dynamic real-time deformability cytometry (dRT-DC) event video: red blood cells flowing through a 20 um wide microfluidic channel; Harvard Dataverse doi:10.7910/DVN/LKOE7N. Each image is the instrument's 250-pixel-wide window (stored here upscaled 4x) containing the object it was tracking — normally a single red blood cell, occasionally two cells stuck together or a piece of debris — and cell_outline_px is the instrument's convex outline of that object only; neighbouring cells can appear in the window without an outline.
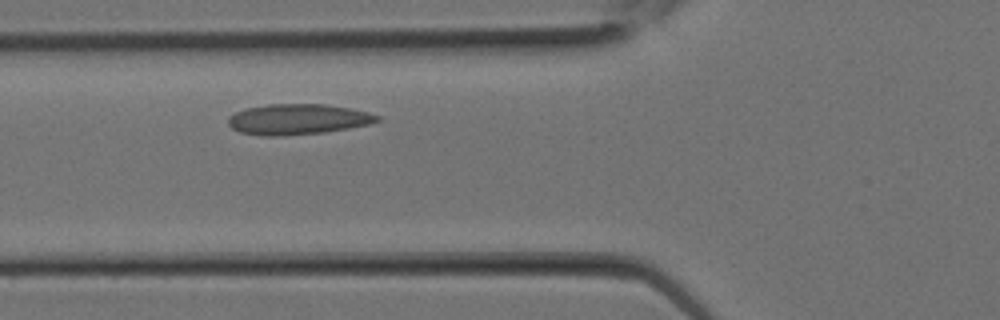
{"species": "Egyptian fruit bat (a non-hibernating species)", "species_latin": "Rousettus aegyptiacus", "temperature_condition": "room temperature", "stored_images_in_passage": 7, "camera_frame_rate_fps": 3000, "um_per_image_px": 0.085, "animal": {"sex": "female"}, "frame": {"image": 1, "passage_image": 4, "time_ms": 1.0, "image_size_px": [1000, 320], "cell_outline_px": [[380, 120], [368, 124], [348, 128], [324, 132], [284, 136], [264, 136], [240, 132], [232, 128], [228, 124], [228, 116], [236, 112], [248, 108], [268, 104], [324, 104], [352, 108], [368, 112], [380, 116]], "centroid_in_image_um": [25.31, 10.14], "position_along_channel_um": 100.5, "area_um2": 26.53}}
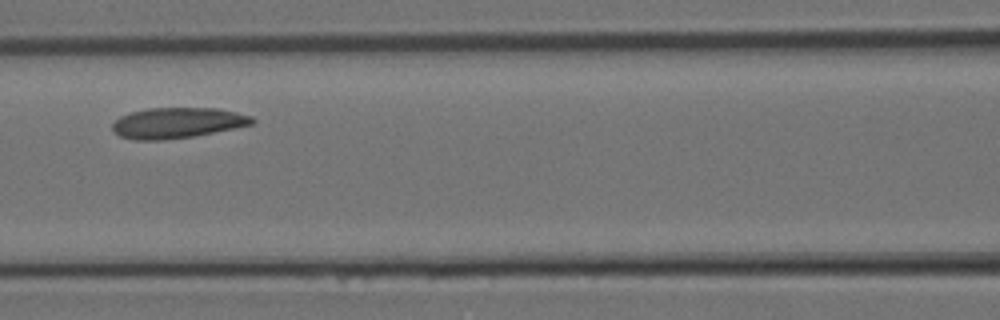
{"frame": {"image": 2, "passage_image": 6, "time_ms": 1.667, "image_size_px": [1000, 320], "cell_outline_px": [[256, 120], [252, 124], [192, 136], [160, 140], [136, 140], [120, 136], [112, 128], [112, 124], [120, 116], [132, 112], [148, 108], [216, 108], [236, 112], [252, 116]], "centroid_in_image_um": [15.06, 10.43], "position_along_channel_um": 151.5, "area_um2": 24.57}}